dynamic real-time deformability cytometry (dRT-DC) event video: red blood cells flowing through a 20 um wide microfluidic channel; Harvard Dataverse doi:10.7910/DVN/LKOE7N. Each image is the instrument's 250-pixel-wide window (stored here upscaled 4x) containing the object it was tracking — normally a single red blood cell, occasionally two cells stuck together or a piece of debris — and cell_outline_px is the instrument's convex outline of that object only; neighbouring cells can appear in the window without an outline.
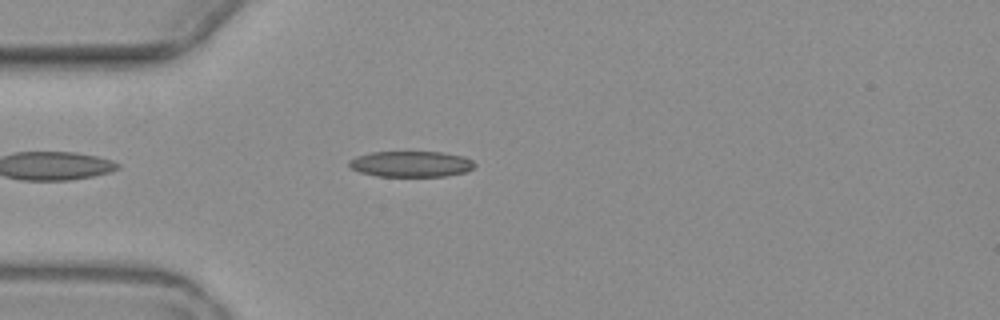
{"species": "common noctule bat (a hibernating species)", "species_latin": "Nyctalus noctula", "temperature_condition": "warm", "stored_images_in_passage": 4, "camera_frame_rate_fps": 3000, "um_per_image_px": 0.085, "animal": {"sex": "female", "body_mass_g": 19.3, "forearm_length_mm": 54.1}, "frame": {"image": 1, "passage_image": 4, "time_ms": 4.333, "image_size_px": [1000, 320], "cell_outline_px": [[476, 164], [468, 172], [444, 176], [376, 176], [360, 172], [352, 168], [348, 164], [348, 160], [356, 156], [372, 152], [440, 152], [464, 156], [472, 160]], "centroid_in_image_um": [34.95, 13.94], "position_along_channel_um": 50.1, "area_um2": 18.96}}